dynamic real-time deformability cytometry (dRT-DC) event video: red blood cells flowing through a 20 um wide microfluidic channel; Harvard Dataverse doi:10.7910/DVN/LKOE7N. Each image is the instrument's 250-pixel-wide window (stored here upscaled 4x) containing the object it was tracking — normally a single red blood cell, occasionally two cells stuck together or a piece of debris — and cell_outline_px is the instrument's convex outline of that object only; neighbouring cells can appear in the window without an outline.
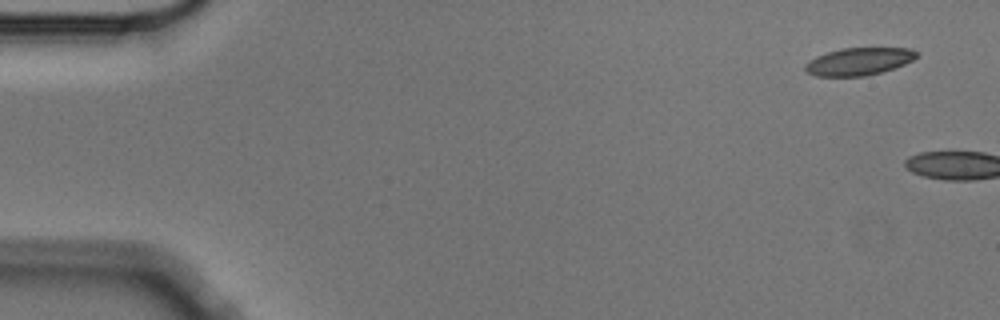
{"species": "Egyptian fruit bat (a non-hibernating species)", "species_latin": "Rousettus aegyptiacus", "temperature_condition": "cold", "stored_images_in_passage": 3, "camera_frame_rate_fps": 3000, "um_per_image_px": 0.085, "animal": {"sex": "male"}, "frame": {"image": 1, "passage_image": 3, "time_ms": 0.667, "image_size_px": [1000, 320], "cell_outline_px": [[920, 56], [904, 64], [880, 72], [864, 76], [816, 76], [808, 72], [804, 68], [804, 64], [808, 60], [816, 56], [840, 48], [912, 48], [920, 52]], "centroid_in_image_um": [73.02, 5.21], "position_along_channel_um": 12.0, "area_um2": 17.92}}